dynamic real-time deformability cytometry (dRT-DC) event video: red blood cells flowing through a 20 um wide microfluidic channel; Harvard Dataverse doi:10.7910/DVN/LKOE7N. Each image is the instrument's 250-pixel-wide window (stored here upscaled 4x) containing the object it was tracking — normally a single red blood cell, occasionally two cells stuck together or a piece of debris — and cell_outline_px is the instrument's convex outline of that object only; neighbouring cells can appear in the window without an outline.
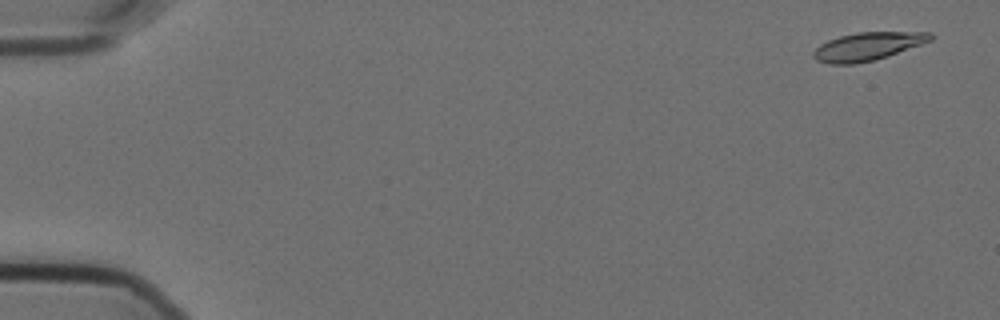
{"species": "Egyptian fruit bat (a non-hibernating species)", "species_latin": "Rousettus aegyptiacus", "temperature_condition": "cold", "stored_images_in_passage": 23, "camera_frame_rate_fps": 3000, "um_per_image_px": 0.085, "animal": {"sex": "female"}, "frame": {"image": 1, "passage_image": 3, "time_ms": 0.667, "image_size_px": [1000, 320], "cell_outline_px": [[936, 36], [932, 40], [888, 56], [872, 60], [852, 64], [828, 64], [816, 60], [812, 56], [812, 52], [820, 44], [828, 40], [840, 36], [856, 32], [932, 32]], "centroid_in_image_um": [73.75, 3.93], "position_along_channel_um": 11.3, "area_um2": 19.19}}
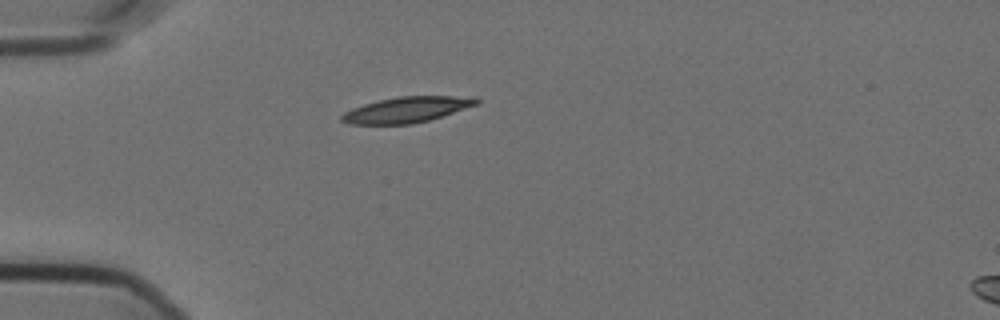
{"frame": {"image": 2, "passage_image": 17, "time_ms": 5.333, "image_size_px": [1000, 320], "cell_outline_px": [[480, 104], [428, 120], [412, 124], [348, 124], [340, 120], [340, 116], [344, 112], [352, 108], [364, 104], [396, 96], [476, 96], [480, 100]], "centroid_in_image_um": [34.6, 9.31], "position_along_channel_um": 50.4, "area_um2": 20.29}}
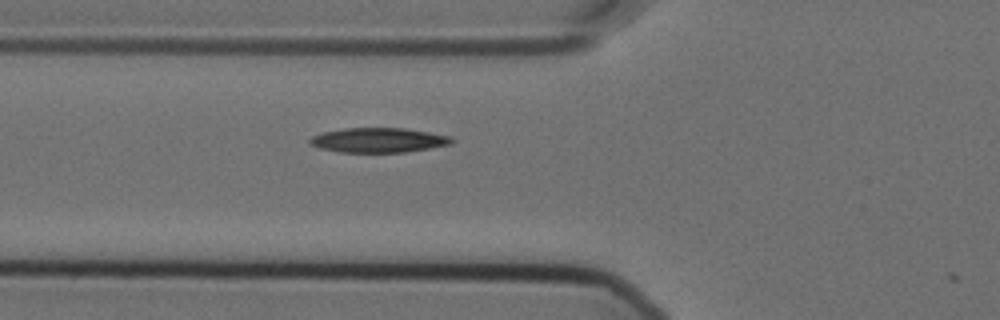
{"frame": {"image": 3, "passage_image": 22, "time_ms": 7.0, "image_size_px": [1000, 320], "cell_outline_px": [[456, 140], [452, 144], [432, 148], [404, 152], [340, 152], [320, 148], [308, 144], [308, 140], [312, 136], [324, 132], [344, 128], [404, 128], [452, 136]], "centroid_in_image_um": [32.2, 11.91], "position_along_channel_um": 93.6, "area_um2": 20.52}}